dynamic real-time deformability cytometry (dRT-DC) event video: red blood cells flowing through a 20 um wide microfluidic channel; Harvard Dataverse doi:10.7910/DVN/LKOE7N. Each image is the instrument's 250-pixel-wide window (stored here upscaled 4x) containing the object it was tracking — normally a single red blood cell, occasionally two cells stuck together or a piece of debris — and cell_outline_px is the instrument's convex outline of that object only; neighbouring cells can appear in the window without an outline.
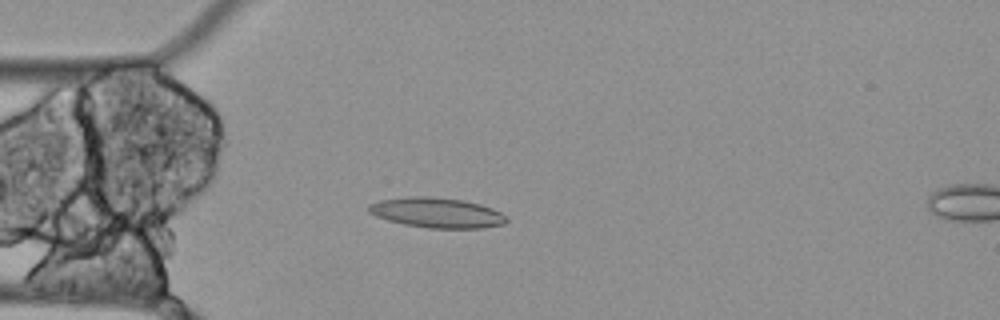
{"species": "Egyptian fruit bat (a non-hibernating species)", "species_latin": "Rousettus aegyptiacus", "temperature_condition": "cold", "stored_images_in_passage": 4, "camera_frame_rate_fps": 3000, "um_per_image_px": 0.085, "animal": {"sex": "female"}, "frame": {"image": 1, "passage_image": 3, "time_ms": 0.667, "image_size_px": [1000, 320], "cell_outline_px": [[508, 220], [504, 224], [484, 228], [428, 228], [404, 224], [388, 220], [376, 216], [368, 212], [368, 204], [380, 200], [412, 196], [428, 196], [464, 200], [480, 204], [492, 208], [508, 216]], "centroid_in_image_um": [37.15, 18.08], "position_along_channel_um": 47.8, "area_um2": 24.28}}